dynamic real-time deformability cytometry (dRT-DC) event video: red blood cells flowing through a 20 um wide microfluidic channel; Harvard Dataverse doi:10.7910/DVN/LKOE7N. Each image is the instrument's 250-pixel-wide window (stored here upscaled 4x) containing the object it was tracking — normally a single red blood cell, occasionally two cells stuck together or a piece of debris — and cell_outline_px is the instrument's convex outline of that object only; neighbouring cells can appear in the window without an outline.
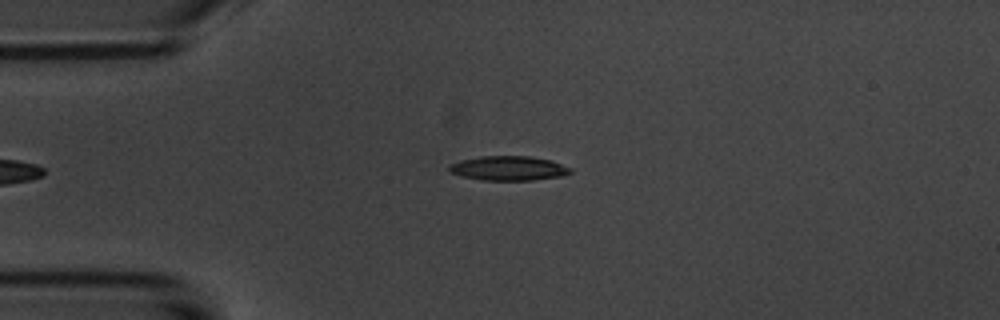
{"species": "common noctule bat (a hibernating species)", "species_latin": "Nyctalus noctula", "temperature_condition": "room temperature", "stored_images_in_passage": 12, "camera_frame_rate_fps": 3000, "um_per_image_px": 0.085, "animal": {"sex": "male", "body_mass_g": 20.1, "forearm_length_mm": 53.5}, "frame": {"image": 1, "passage_image": 1, "time_ms": 0.0, "image_size_px": [1000, 320], "cell_outline_px": [[572, 172], [564, 176], [532, 180], [480, 180], [460, 176], [448, 172], [448, 168], [452, 164], [460, 160], [480, 156], [532, 156], [552, 160], [572, 168]], "centroid_in_image_um": [43.24, 14.3], "position_along_channel_um": 41.8, "area_um2": 17.51}}
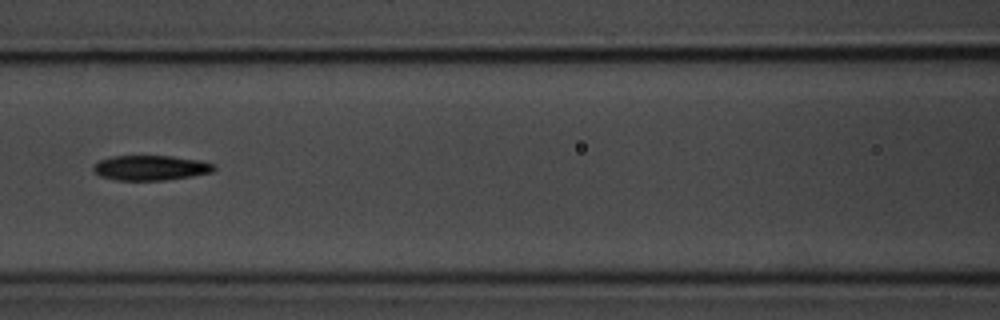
{"frame": {"image": 2, "passage_image": 4, "time_ms": 3.667, "image_size_px": [1000, 320], "cell_outline_px": [[216, 168], [212, 172], [192, 176], [164, 180], [116, 180], [100, 176], [92, 172], [92, 164], [100, 160], [112, 156], [172, 156], [200, 160], [216, 164]], "centroid_in_image_um": [12.78, 14.26], "position_along_channel_um": 153.8, "area_um2": 17.74}}
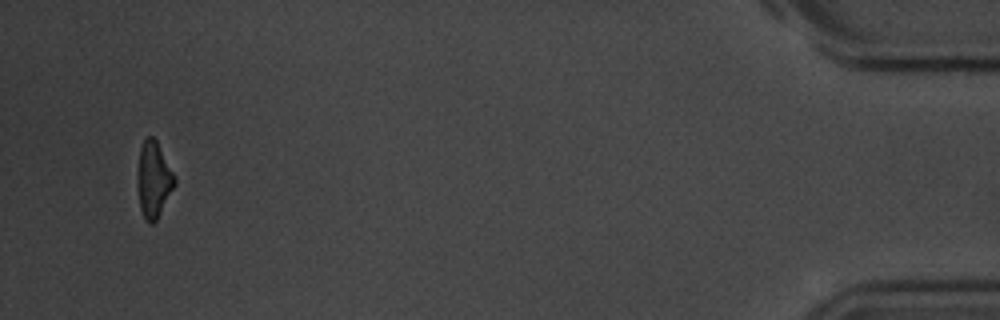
{"frame": {"image": 3, "passage_image": 12, "time_ms": 13.333, "image_size_px": [1000, 320], "cell_outline_px": [[176, 184], [156, 220], [152, 224], [148, 224], [144, 220], [140, 208], [136, 184], [136, 180], [140, 148], [144, 140], [148, 136], [152, 136], [156, 140], [176, 176]], "centroid_in_image_um": [13.04, 15.29], "position_along_channel_um": 422.2, "area_um2": 16.7}, "authors_computed_cell_mechanics": {"area_um2": 17.6579, "velocity_mm_per_s": 3.62, "shape_relaxation_time_tau1_ms": 5.1628, "shape_relaxation_time_tau2_ms": 10.3445, "deformation_change_tau1": 0.1647, "deformation_change_tau2": 0.2189}}